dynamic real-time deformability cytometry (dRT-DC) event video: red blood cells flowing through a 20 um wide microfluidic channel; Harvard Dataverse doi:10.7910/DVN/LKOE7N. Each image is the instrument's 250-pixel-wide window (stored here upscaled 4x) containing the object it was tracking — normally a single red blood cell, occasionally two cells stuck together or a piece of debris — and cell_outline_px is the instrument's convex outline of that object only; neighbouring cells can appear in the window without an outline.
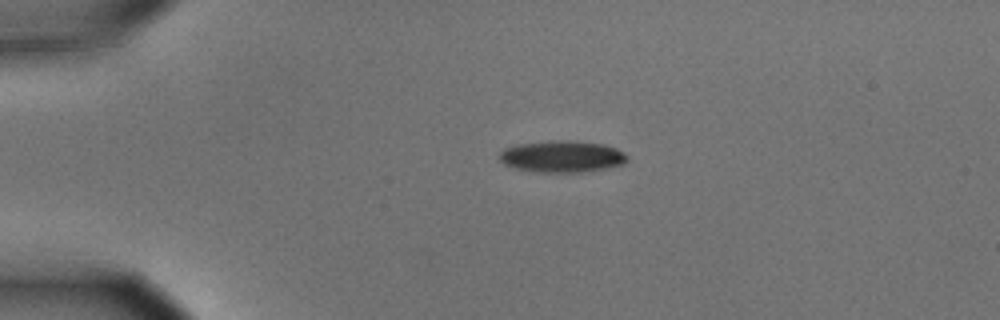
{"species": "common noctule bat (a hibernating species)", "species_latin": "Nyctalus noctula", "temperature_condition": "cold", "stored_images_in_passage": 2, "camera_frame_rate_fps": 3000, "um_per_image_px": 0.085, "animal": {"sex": "male", "body_mass_g": 15.6}, "frame": {"image": 1, "passage_image": 1, "time_ms": 0.0, "image_size_px": [1000, 320], "cell_outline_px": [[628, 160], [624, 164], [608, 168], [584, 172], [540, 172], [516, 168], [504, 164], [496, 156], [504, 148], [516, 144], [552, 140], [568, 140], [604, 144], [616, 148], [624, 152], [628, 156]], "centroid_in_image_um": [47.78, 13.29], "position_along_channel_um": 37.2, "area_um2": 23.87}}